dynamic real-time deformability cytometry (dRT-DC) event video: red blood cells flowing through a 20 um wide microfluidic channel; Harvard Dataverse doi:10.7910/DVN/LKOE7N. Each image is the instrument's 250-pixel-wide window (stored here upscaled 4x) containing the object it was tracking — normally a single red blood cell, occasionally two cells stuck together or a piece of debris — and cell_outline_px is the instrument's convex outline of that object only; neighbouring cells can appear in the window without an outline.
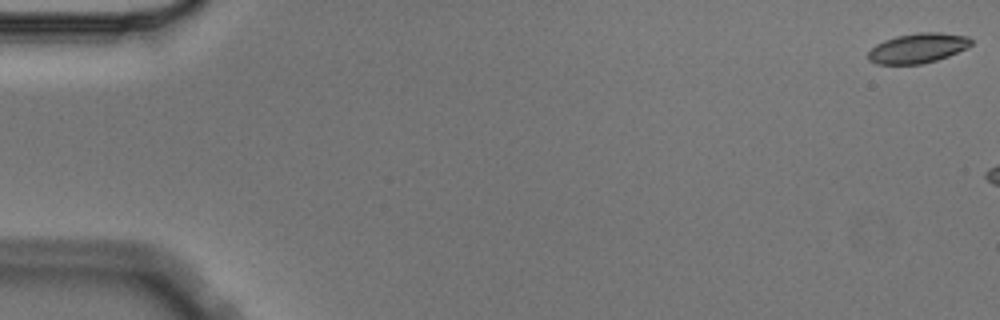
{"species": "Egyptian fruit bat (a non-hibernating species)", "species_latin": "Rousettus aegyptiacus", "temperature_condition": "cold", "stored_images_in_passage": 5, "camera_frame_rate_fps": 3000, "um_per_image_px": 0.085, "animal": {"sex": "male"}, "frame": {"image": 1, "passage_image": 1, "time_ms": 0.0, "image_size_px": [1000, 320], "cell_outline_px": [[972, 44], [968, 48], [948, 56], [936, 60], [920, 64], [876, 64], [868, 60], [868, 52], [876, 44], [884, 40], [896, 36], [920, 32], [940, 32], [968, 36], [972, 40]], "centroid_in_image_um": [78.02, 4.09], "position_along_channel_um": 7.0, "area_um2": 17.98}}